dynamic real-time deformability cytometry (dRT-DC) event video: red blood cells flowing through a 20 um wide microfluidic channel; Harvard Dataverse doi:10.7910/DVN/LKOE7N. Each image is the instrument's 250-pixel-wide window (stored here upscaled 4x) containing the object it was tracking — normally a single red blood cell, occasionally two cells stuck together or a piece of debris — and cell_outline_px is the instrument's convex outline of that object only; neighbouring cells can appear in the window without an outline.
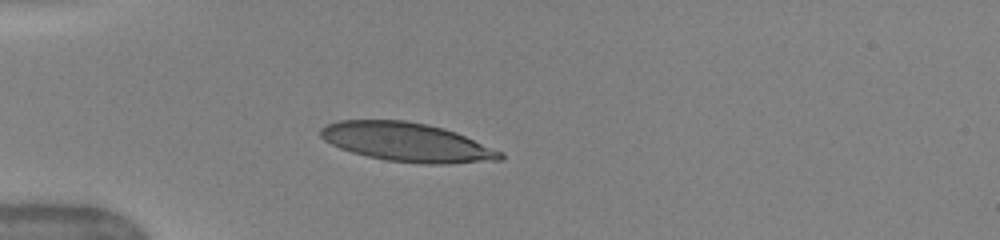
{"species": "human", "species_latin": "Homo sapiens", "temperature_condition": "warm", "stored_images_in_passage": 37, "camera_frame_rate_fps": 3000, "um_per_image_px": 0.085, "donor": {"sex": "female"}, "frame": {"image": 1, "passage_image": 6, "time_ms": 1.667, "image_size_px": [1000, 240], "cell_outline_px": [[504, 160], [448, 164], [424, 164], [388, 160], [368, 156], [352, 152], [340, 148], [324, 140], [320, 136], [320, 128], [328, 124], [340, 120], [404, 120], [444, 128], [456, 132], [504, 152]], "centroid_in_image_um": [34.63, 12.09], "position_along_channel_um": 50.4, "area_um2": 40.69}, "authors_computed_cell_mechanics": {"area_um2": 40.5178, "velocity_mm_per_s": 4.0588, "shape_relaxation_time_tau1_ms": 3.1089, "shape_relaxation_time_tau2_ms": null, "deformation_change_tau1": 0.1782, "deformation_change_tau2": null}}